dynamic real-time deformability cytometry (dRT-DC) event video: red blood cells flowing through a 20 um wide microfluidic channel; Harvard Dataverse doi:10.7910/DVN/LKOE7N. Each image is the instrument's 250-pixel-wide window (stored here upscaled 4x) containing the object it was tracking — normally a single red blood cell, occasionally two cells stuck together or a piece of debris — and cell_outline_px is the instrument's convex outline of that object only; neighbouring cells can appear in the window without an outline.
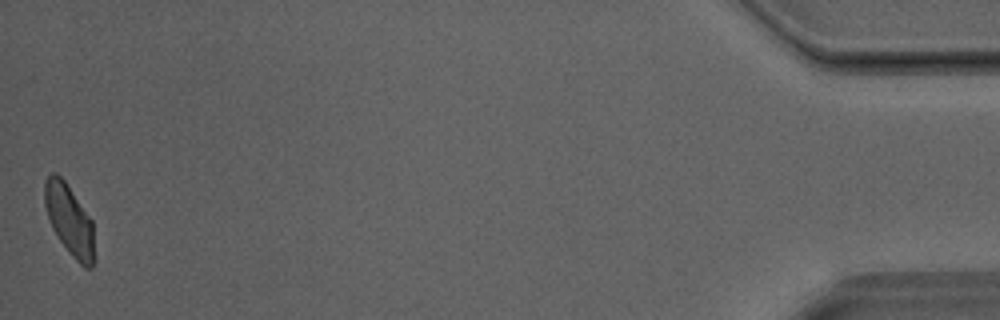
{"species": "Egyptian fruit bat (a non-hibernating species)", "species_latin": "Rousettus aegyptiacus", "temperature_condition": "room temperature", "stored_images_in_passage": 33, "camera_frame_rate_fps": 3000, "um_per_image_px": 0.085, "animal": {"sex": "male"}, "frame": {"image": 1, "passage_image": 33, "time_ms": 10.667, "image_size_px": [1000, 320], "cell_outline_px": [[96, 260], [92, 268], [84, 268], [68, 252], [52, 228], [44, 204], [44, 184], [48, 176], [52, 172], [56, 172], [64, 180], [92, 220], [96, 256]], "centroid_in_image_um": [5.93, 18.75], "position_along_channel_um": 429.3, "area_um2": 20.69}}